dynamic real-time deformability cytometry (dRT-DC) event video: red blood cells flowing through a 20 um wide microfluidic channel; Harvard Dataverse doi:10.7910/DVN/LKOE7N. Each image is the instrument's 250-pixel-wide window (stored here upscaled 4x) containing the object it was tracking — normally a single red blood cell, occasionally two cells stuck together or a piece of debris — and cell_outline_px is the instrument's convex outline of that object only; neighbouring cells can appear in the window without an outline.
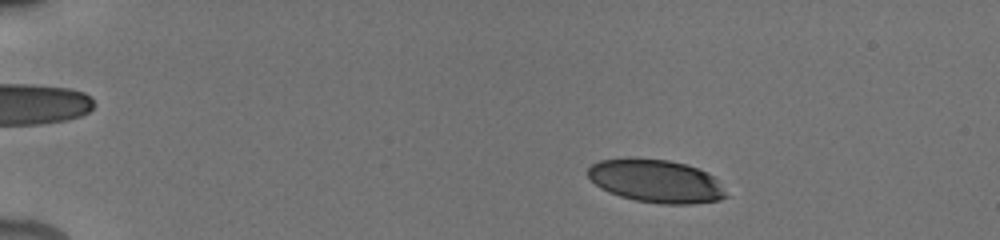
{"species": "human", "species_latin": "Homo sapiens", "temperature_condition": "cold", "stored_images_in_passage": 26, "camera_frame_rate_fps": 3000, "um_per_image_px": 0.085, "donor": {"sex": "male"}, "frame": {"image": 1, "passage_image": 9, "time_ms": 2.0, "image_size_px": [1000, 240], "cell_outline_px": [[728, 196], [720, 200], [692, 204], [660, 204], [636, 200], [620, 196], [608, 192], [600, 188], [588, 176], [588, 168], [592, 164], [600, 160], [668, 160], [684, 164], [708, 172], [712, 176]], "centroid_in_image_um": [55.77, 15.43], "position_along_channel_um": 29.2, "area_um2": 33.81}}
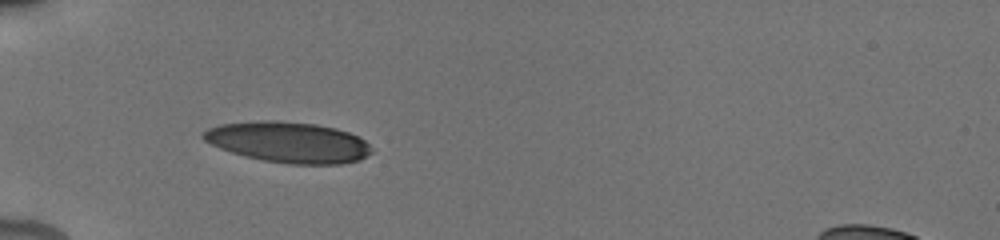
{"frame": {"image": 2, "passage_image": 25, "time_ms": 5.0, "image_size_px": [1000, 240], "cell_outline_px": [[372, 152], [360, 160], [340, 164], [288, 164], [264, 160], [244, 156], [220, 148], [204, 140], [200, 136], [208, 128], [220, 124], [268, 120], [276, 120], [316, 124], [336, 128], [348, 132], [364, 140], [372, 148]], "centroid_in_image_um": [24.52, 12.09], "position_along_channel_um": 60.5, "area_um2": 39.88}}